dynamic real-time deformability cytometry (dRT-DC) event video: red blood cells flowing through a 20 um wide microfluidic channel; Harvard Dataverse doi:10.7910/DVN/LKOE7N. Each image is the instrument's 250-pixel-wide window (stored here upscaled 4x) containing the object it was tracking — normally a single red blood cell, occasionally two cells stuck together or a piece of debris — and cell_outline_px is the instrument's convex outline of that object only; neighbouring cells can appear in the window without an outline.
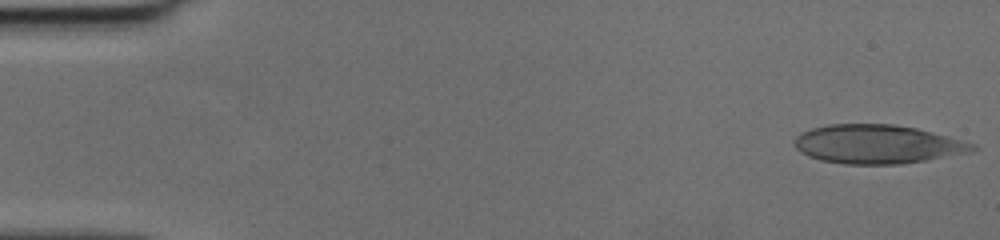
{"species": "human", "species_latin": "Homo sapiens", "temperature_condition": "cold", "stored_images_in_passage": 48, "camera_frame_rate_fps": 3000, "um_per_image_px": 0.085, "donor": {"sex": "female"}, "frame": {"image": 1, "passage_image": 1, "time_ms": 0.0, "image_size_px": [1000, 240], "cell_outline_px": [[976, 148], [972, 152], [900, 164], [844, 164], [820, 160], [808, 156], [796, 148], [796, 136], [812, 128], [832, 124], [888, 124], [916, 128], [972, 144]], "centroid_in_image_um": [74.53, 12.27], "position_along_channel_um": 10.5, "area_um2": 39.48}}
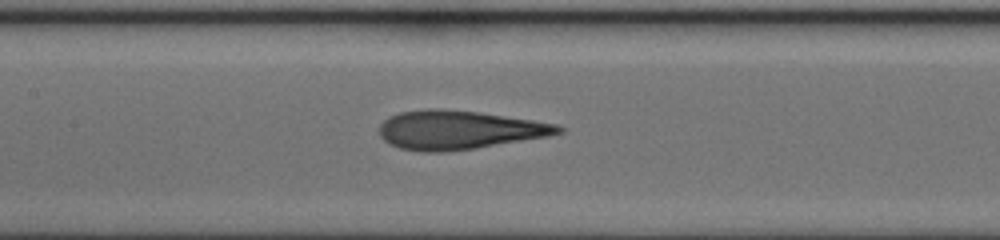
{"frame": {"image": 2, "passage_image": 23, "time_ms": 7.333, "image_size_px": [1000, 240], "cell_outline_px": [[564, 132], [548, 136], [472, 148], [444, 152], [424, 152], [400, 148], [384, 140], [380, 136], [380, 124], [388, 116], [400, 112], [428, 108], [440, 108], [476, 112], [532, 120], [556, 124], [564, 128]], "centroid_in_image_um": [38.97, 11.03], "position_along_channel_um": 168.4, "area_um2": 40.0}}
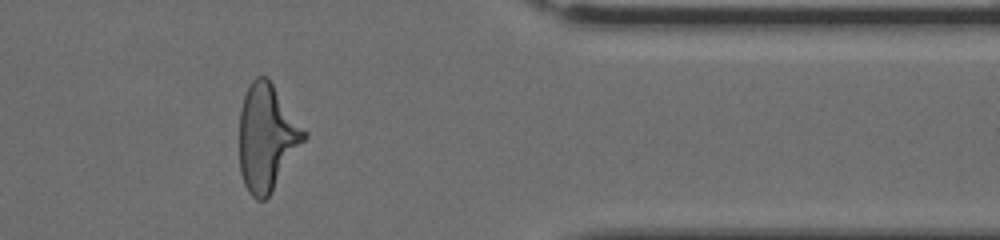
{"frame": {"image": 3, "passage_image": 40, "time_ms": 13.0, "image_size_px": [1000, 240], "cell_outline_px": [[308, 136], [268, 196], [264, 200], [256, 200], [248, 192], [244, 184], [240, 172], [240, 108], [244, 96], [252, 80], [256, 76], [268, 76], [308, 132]], "centroid_in_image_um": [22.69, 11.65], "position_along_channel_um": 388.7, "area_um2": 40.23}}